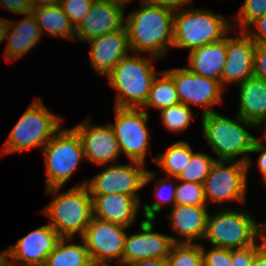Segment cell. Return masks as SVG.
Instances as JSON below:
<instances>
[{"mask_svg": "<svg viewBox=\"0 0 266 266\" xmlns=\"http://www.w3.org/2000/svg\"><path fill=\"white\" fill-rule=\"evenodd\" d=\"M171 9L141 1V8L131 12L124 22L130 51L150 53L156 60L173 47V18Z\"/></svg>", "mask_w": 266, "mask_h": 266, "instance_id": "cell-1", "label": "cell"}, {"mask_svg": "<svg viewBox=\"0 0 266 266\" xmlns=\"http://www.w3.org/2000/svg\"><path fill=\"white\" fill-rule=\"evenodd\" d=\"M202 126L204 137L218 160H236V157L242 154V158L238 160L246 163L249 171L252 161L247 155L251 154L256 137L248 133L244 127H253L254 123L239 115L233 120L210 112L202 114Z\"/></svg>", "mask_w": 266, "mask_h": 266, "instance_id": "cell-2", "label": "cell"}, {"mask_svg": "<svg viewBox=\"0 0 266 266\" xmlns=\"http://www.w3.org/2000/svg\"><path fill=\"white\" fill-rule=\"evenodd\" d=\"M83 181L64 193H59L60 187L46 189L55 196L44 209L50 224L62 238H73L75 234L83 235L93 216L92 197Z\"/></svg>", "mask_w": 266, "mask_h": 266, "instance_id": "cell-3", "label": "cell"}, {"mask_svg": "<svg viewBox=\"0 0 266 266\" xmlns=\"http://www.w3.org/2000/svg\"><path fill=\"white\" fill-rule=\"evenodd\" d=\"M154 68L147 57L125 56L107 75L110 85L118 92L115 107L142 108L157 76Z\"/></svg>", "mask_w": 266, "mask_h": 266, "instance_id": "cell-4", "label": "cell"}, {"mask_svg": "<svg viewBox=\"0 0 266 266\" xmlns=\"http://www.w3.org/2000/svg\"><path fill=\"white\" fill-rule=\"evenodd\" d=\"M226 18L207 9L182 8L174 13L173 47L193 50L205 44L221 41L229 34Z\"/></svg>", "mask_w": 266, "mask_h": 266, "instance_id": "cell-5", "label": "cell"}, {"mask_svg": "<svg viewBox=\"0 0 266 266\" xmlns=\"http://www.w3.org/2000/svg\"><path fill=\"white\" fill-rule=\"evenodd\" d=\"M10 132L3 155L42 148L60 130L61 118L51 113L40 99H34Z\"/></svg>", "mask_w": 266, "mask_h": 266, "instance_id": "cell-6", "label": "cell"}, {"mask_svg": "<svg viewBox=\"0 0 266 266\" xmlns=\"http://www.w3.org/2000/svg\"><path fill=\"white\" fill-rule=\"evenodd\" d=\"M42 151L45 159L46 189L61 188L84 158L82 141L74 128L60 129Z\"/></svg>", "mask_w": 266, "mask_h": 266, "instance_id": "cell-7", "label": "cell"}, {"mask_svg": "<svg viewBox=\"0 0 266 266\" xmlns=\"http://www.w3.org/2000/svg\"><path fill=\"white\" fill-rule=\"evenodd\" d=\"M226 210L211 217L208 214L203 239L214 247L227 249H241L254 245L258 226L254 218L242 210Z\"/></svg>", "mask_w": 266, "mask_h": 266, "instance_id": "cell-8", "label": "cell"}, {"mask_svg": "<svg viewBox=\"0 0 266 266\" xmlns=\"http://www.w3.org/2000/svg\"><path fill=\"white\" fill-rule=\"evenodd\" d=\"M156 175L145 170V164L132 161L128 165H110L96 174L89 181H85L91 196L110 193L138 196L137 191L153 180Z\"/></svg>", "mask_w": 266, "mask_h": 266, "instance_id": "cell-9", "label": "cell"}, {"mask_svg": "<svg viewBox=\"0 0 266 266\" xmlns=\"http://www.w3.org/2000/svg\"><path fill=\"white\" fill-rule=\"evenodd\" d=\"M247 173V164L240 160L216 159L203 182L205 200L245 202Z\"/></svg>", "mask_w": 266, "mask_h": 266, "instance_id": "cell-10", "label": "cell"}, {"mask_svg": "<svg viewBox=\"0 0 266 266\" xmlns=\"http://www.w3.org/2000/svg\"><path fill=\"white\" fill-rule=\"evenodd\" d=\"M148 120V115L142 108L115 107V123L110 124L120 152H124L130 160L144 164L149 149Z\"/></svg>", "mask_w": 266, "mask_h": 266, "instance_id": "cell-11", "label": "cell"}, {"mask_svg": "<svg viewBox=\"0 0 266 266\" xmlns=\"http://www.w3.org/2000/svg\"><path fill=\"white\" fill-rule=\"evenodd\" d=\"M173 80L180 103L200 105L203 114L214 112L212 106L222 103L224 88L220 81L203 77L191 72L187 67L173 68L165 71Z\"/></svg>", "mask_w": 266, "mask_h": 266, "instance_id": "cell-12", "label": "cell"}, {"mask_svg": "<svg viewBox=\"0 0 266 266\" xmlns=\"http://www.w3.org/2000/svg\"><path fill=\"white\" fill-rule=\"evenodd\" d=\"M126 228L92 216L81 236L91 261L109 263L118 258L122 264L123 248L127 235Z\"/></svg>", "mask_w": 266, "mask_h": 266, "instance_id": "cell-13", "label": "cell"}, {"mask_svg": "<svg viewBox=\"0 0 266 266\" xmlns=\"http://www.w3.org/2000/svg\"><path fill=\"white\" fill-rule=\"evenodd\" d=\"M154 220H143L140 223L142 232L126 235L122 266H131L147 258L165 259L169 256L174 243L181 241L173 236H167L153 231Z\"/></svg>", "mask_w": 266, "mask_h": 266, "instance_id": "cell-14", "label": "cell"}, {"mask_svg": "<svg viewBox=\"0 0 266 266\" xmlns=\"http://www.w3.org/2000/svg\"><path fill=\"white\" fill-rule=\"evenodd\" d=\"M62 237L50 225H43L19 239L16 244L4 250V257L10 263L21 266H44L47 256Z\"/></svg>", "mask_w": 266, "mask_h": 266, "instance_id": "cell-15", "label": "cell"}, {"mask_svg": "<svg viewBox=\"0 0 266 266\" xmlns=\"http://www.w3.org/2000/svg\"><path fill=\"white\" fill-rule=\"evenodd\" d=\"M79 134L84 151V159L97 164L113 163L120 157V149L114 130L110 124L90 126L88 119L73 127Z\"/></svg>", "mask_w": 266, "mask_h": 266, "instance_id": "cell-16", "label": "cell"}, {"mask_svg": "<svg viewBox=\"0 0 266 266\" xmlns=\"http://www.w3.org/2000/svg\"><path fill=\"white\" fill-rule=\"evenodd\" d=\"M90 42L91 66L101 76L108 75L130 51L125 25Z\"/></svg>", "mask_w": 266, "mask_h": 266, "instance_id": "cell-17", "label": "cell"}, {"mask_svg": "<svg viewBox=\"0 0 266 266\" xmlns=\"http://www.w3.org/2000/svg\"><path fill=\"white\" fill-rule=\"evenodd\" d=\"M237 37H226V62L221 75V84H241L253 76V55L255 43L244 32Z\"/></svg>", "mask_w": 266, "mask_h": 266, "instance_id": "cell-18", "label": "cell"}, {"mask_svg": "<svg viewBox=\"0 0 266 266\" xmlns=\"http://www.w3.org/2000/svg\"><path fill=\"white\" fill-rule=\"evenodd\" d=\"M124 9L105 0H95L91 10L76 27V39L86 42L124 26Z\"/></svg>", "mask_w": 266, "mask_h": 266, "instance_id": "cell-19", "label": "cell"}, {"mask_svg": "<svg viewBox=\"0 0 266 266\" xmlns=\"http://www.w3.org/2000/svg\"><path fill=\"white\" fill-rule=\"evenodd\" d=\"M15 22V23H13ZM10 30H12L10 32ZM40 27L33 13L26 14L19 23L2 19L0 39L3 42L7 39L5 48V59L9 61L18 60L34 47L41 38Z\"/></svg>", "mask_w": 266, "mask_h": 266, "instance_id": "cell-20", "label": "cell"}, {"mask_svg": "<svg viewBox=\"0 0 266 266\" xmlns=\"http://www.w3.org/2000/svg\"><path fill=\"white\" fill-rule=\"evenodd\" d=\"M91 197L93 217L125 227L135 221L140 206L138 196L110 193Z\"/></svg>", "mask_w": 266, "mask_h": 266, "instance_id": "cell-21", "label": "cell"}, {"mask_svg": "<svg viewBox=\"0 0 266 266\" xmlns=\"http://www.w3.org/2000/svg\"><path fill=\"white\" fill-rule=\"evenodd\" d=\"M168 217L173 231L184 237L181 243H193L192 240L204 238L207 206L175 204Z\"/></svg>", "mask_w": 266, "mask_h": 266, "instance_id": "cell-22", "label": "cell"}, {"mask_svg": "<svg viewBox=\"0 0 266 266\" xmlns=\"http://www.w3.org/2000/svg\"><path fill=\"white\" fill-rule=\"evenodd\" d=\"M188 69L203 77L221 82L226 62V37L189 51Z\"/></svg>", "mask_w": 266, "mask_h": 266, "instance_id": "cell-23", "label": "cell"}, {"mask_svg": "<svg viewBox=\"0 0 266 266\" xmlns=\"http://www.w3.org/2000/svg\"><path fill=\"white\" fill-rule=\"evenodd\" d=\"M239 116L255 125L266 117V82L251 76L239 84Z\"/></svg>", "mask_w": 266, "mask_h": 266, "instance_id": "cell-24", "label": "cell"}, {"mask_svg": "<svg viewBox=\"0 0 266 266\" xmlns=\"http://www.w3.org/2000/svg\"><path fill=\"white\" fill-rule=\"evenodd\" d=\"M32 13L37 20L41 33L45 31V33L54 37L75 39L76 28L59 3L35 7L32 9Z\"/></svg>", "mask_w": 266, "mask_h": 266, "instance_id": "cell-25", "label": "cell"}, {"mask_svg": "<svg viewBox=\"0 0 266 266\" xmlns=\"http://www.w3.org/2000/svg\"><path fill=\"white\" fill-rule=\"evenodd\" d=\"M67 239L61 238L53 251L47 256L44 266H89L92 262L82 240L79 244H68Z\"/></svg>", "mask_w": 266, "mask_h": 266, "instance_id": "cell-26", "label": "cell"}, {"mask_svg": "<svg viewBox=\"0 0 266 266\" xmlns=\"http://www.w3.org/2000/svg\"><path fill=\"white\" fill-rule=\"evenodd\" d=\"M192 151L185 141H178L166 147L165 152L154 159L156 165L166 172L167 176L177 178L189 164Z\"/></svg>", "mask_w": 266, "mask_h": 266, "instance_id": "cell-27", "label": "cell"}, {"mask_svg": "<svg viewBox=\"0 0 266 266\" xmlns=\"http://www.w3.org/2000/svg\"><path fill=\"white\" fill-rule=\"evenodd\" d=\"M161 78L155 77L149 91L144 108L163 109L180 103L178 93L172 78L165 72H160Z\"/></svg>", "mask_w": 266, "mask_h": 266, "instance_id": "cell-28", "label": "cell"}, {"mask_svg": "<svg viewBox=\"0 0 266 266\" xmlns=\"http://www.w3.org/2000/svg\"><path fill=\"white\" fill-rule=\"evenodd\" d=\"M168 266H204L201 245L174 243L166 258Z\"/></svg>", "mask_w": 266, "mask_h": 266, "instance_id": "cell-29", "label": "cell"}, {"mask_svg": "<svg viewBox=\"0 0 266 266\" xmlns=\"http://www.w3.org/2000/svg\"><path fill=\"white\" fill-rule=\"evenodd\" d=\"M216 161L213 157L201 153L194 152L191 155L189 164L184 169V171L175 178L176 180H181L183 182H193L202 183L208 176L213 163Z\"/></svg>", "mask_w": 266, "mask_h": 266, "instance_id": "cell-30", "label": "cell"}, {"mask_svg": "<svg viewBox=\"0 0 266 266\" xmlns=\"http://www.w3.org/2000/svg\"><path fill=\"white\" fill-rule=\"evenodd\" d=\"M160 111L162 123L174 133H180L187 129L193 116L191 108L182 103L163 108Z\"/></svg>", "mask_w": 266, "mask_h": 266, "instance_id": "cell-31", "label": "cell"}, {"mask_svg": "<svg viewBox=\"0 0 266 266\" xmlns=\"http://www.w3.org/2000/svg\"><path fill=\"white\" fill-rule=\"evenodd\" d=\"M172 177L167 176L166 179H162L160 183H158L159 186L156 188V198L158 199V202H154L151 205L146 204L143 206V211L146 220H155L156 219V213L160 212L162 209V205L160 203H173L172 206L175 205V194H176V184L173 181H171ZM172 183H171V182ZM169 182V184H168ZM172 186V188H171ZM169 190V191H168ZM163 191V192H162ZM168 194H167V192ZM160 202V203H159Z\"/></svg>", "mask_w": 266, "mask_h": 266, "instance_id": "cell-32", "label": "cell"}, {"mask_svg": "<svg viewBox=\"0 0 266 266\" xmlns=\"http://www.w3.org/2000/svg\"><path fill=\"white\" fill-rule=\"evenodd\" d=\"M175 204L207 206L203 184L181 181L176 186Z\"/></svg>", "mask_w": 266, "mask_h": 266, "instance_id": "cell-33", "label": "cell"}, {"mask_svg": "<svg viewBox=\"0 0 266 266\" xmlns=\"http://www.w3.org/2000/svg\"><path fill=\"white\" fill-rule=\"evenodd\" d=\"M266 14V0H244V3L236 14L238 29L245 31L257 18Z\"/></svg>", "mask_w": 266, "mask_h": 266, "instance_id": "cell-34", "label": "cell"}, {"mask_svg": "<svg viewBox=\"0 0 266 266\" xmlns=\"http://www.w3.org/2000/svg\"><path fill=\"white\" fill-rule=\"evenodd\" d=\"M95 0H60L64 13L76 28L91 10Z\"/></svg>", "mask_w": 266, "mask_h": 266, "instance_id": "cell-35", "label": "cell"}, {"mask_svg": "<svg viewBox=\"0 0 266 266\" xmlns=\"http://www.w3.org/2000/svg\"><path fill=\"white\" fill-rule=\"evenodd\" d=\"M204 266H233L231 260V249L213 247L206 252L201 245Z\"/></svg>", "mask_w": 266, "mask_h": 266, "instance_id": "cell-36", "label": "cell"}, {"mask_svg": "<svg viewBox=\"0 0 266 266\" xmlns=\"http://www.w3.org/2000/svg\"><path fill=\"white\" fill-rule=\"evenodd\" d=\"M258 251L257 242L245 248L231 249L233 266H252Z\"/></svg>", "mask_w": 266, "mask_h": 266, "instance_id": "cell-37", "label": "cell"}, {"mask_svg": "<svg viewBox=\"0 0 266 266\" xmlns=\"http://www.w3.org/2000/svg\"><path fill=\"white\" fill-rule=\"evenodd\" d=\"M253 76L266 82V45L255 44L253 55Z\"/></svg>", "mask_w": 266, "mask_h": 266, "instance_id": "cell-38", "label": "cell"}, {"mask_svg": "<svg viewBox=\"0 0 266 266\" xmlns=\"http://www.w3.org/2000/svg\"><path fill=\"white\" fill-rule=\"evenodd\" d=\"M251 26L253 28L249 30ZM244 32L255 44L266 45V14L254 20Z\"/></svg>", "mask_w": 266, "mask_h": 266, "instance_id": "cell-39", "label": "cell"}, {"mask_svg": "<svg viewBox=\"0 0 266 266\" xmlns=\"http://www.w3.org/2000/svg\"><path fill=\"white\" fill-rule=\"evenodd\" d=\"M0 5L8 11L22 15L32 13L33 9L28 0H0Z\"/></svg>", "mask_w": 266, "mask_h": 266, "instance_id": "cell-40", "label": "cell"}, {"mask_svg": "<svg viewBox=\"0 0 266 266\" xmlns=\"http://www.w3.org/2000/svg\"><path fill=\"white\" fill-rule=\"evenodd\" d=\"M251 153H260V156L257 160L258 170L262 173L263 179H266V145L260 140V138H256Z\"/></svg>", "mask_w": 266, "mask_h": 266, "instance_id": "cell-41", "label": "cell"}, {"mask_svg": "<svg viewBox=\"0 0 266 266\" xmlns=\"http://www.w3.org/2000/svg\"><path fill=\"white\" fill-rule=\"evenodd\" d=\"M143 2L150 5L165 7L173 11H177L179 10L178 8H180L181 10L182 7L188 4L190 5L192 3V0H143Z\"/></svg>", "mask_w": 266, "mask_h": 266, "instance_id": "cell-42", "label": "cell"}, {"mask_svg": "<svg viewBox=\"0 0 266 266\" xmlns=\"http://www.w3.org/2000/svg\"><path fill=\"white\" fill-rule=\"evenodd\" d=\"M262 240L259 245L257 243V247L259 252H261L262 254L266 255V222H264L263 224H259L257 226V231H256V239Z\"/></svg>", "mask_w": 266, "mask_h": 266, "instance_id": "cell-43", "label": "cell"}, {"mask_svg": "<svg viewBox=\"0 0 266 266\" xmlns=\"http://www.w3.org/2000/svg\"><path fill=\"white\" fill-rule=\"evenodd\" d=\"M131 266H168L167 259L147 258L134 263Z\"/></svg>", "mask_w": 266, "mask_h": 266, "instance_id": "cell-44", "label": "cell"}, {"mask_svg": "<svg viewBox=\"0 0 266 266\" xmlns=\"http://www.w3.org/2000/svg\"><path fill=\"white\" fill-rule=\"evenodd\" d=\"M29 4L32 6V8L41 6V5H52L59 3L60 0H28Z\"/></svg>", "mask_w": 266, "mask_h": 266, "instance_id": "cell-45", "label": "cell"}, {"mask_svg": "<svg viewBox=\"0 0 266 266\" xmlns=\"http://www.w3.org/2000/svg\"><path fill=\"white\" fill-rule=\"evenodd\" d=\"M252 266H266V255L258 251Z\"/></svg>", "mask_w": 266, "mask_h": 266, "instance_id": "cell-46", "label": "cell"}, {"mask_svg": "<svg viewBox=\"0 0 266 266\" xmlns=\"http://www.w3.org/2000/svg\"><path fill=\"white\" fill-rule=\"evenodd\" d=\"M105 1L124 9L123 7L125 6V4L132 1V0H105ZM142 2H143V0H142Z\"/></svg>", "mask_w": 266, "mask_h": 266, "instance_id": "cell-47", "label": "cell"}, {"mask_svg": "<svg viewBox=\"0 0 266 266\" xmlns=\"http://www.w3.org/2000/svg\"><path fill=\"white\" fill-rule=\"evenodd\" d=\"M0 266H19V265L10 263L9 260L4 257L0 262Z\"/></svg>", "mask_w": 266, "mask_h": 266, "instance_id": "cell-48", "label": "cell"}, {"mask_svg": "<svg viewBox=\"0 0 266 266\" xmlns=\"http://www.w3.org/2000/svg\"><path fill=\"white\" fill-rule=\"evenodd\" d=\"M264 121H266V117L265 118H263V119H261L256 125H255V127L256 126H262V124H264ZM265 124H266V122H265ZM266 126V125H265ZM264 134V136H263V138L265 139V143H266V129H265V132L263 133Z\"/></svg>", "mask_w": 266, "mask_h": 266, "instance_id": "cell-49", "label": "cell"}, {"mask_svg": "<svg viewBox=\"0 0 266 266\" xmlns=\"http://www.w3.org/2000/svg\"><path fill=\"white\" fill-rule=\"evenodd\" d=\"M89 266H110L109 263L105 262H91Z\"/></svg>", "mask_w": 266, "mask_h": 266, "instance_id": "cell-50", "label": "cell"}, {"mask_svg": "<svg viewBox=\"0 0 266 266\" xmlns=\"http://www.w3.org/2000/svg\"><path fill=\"white\" fill-rule=\"evenodd\" d=\"M4 258V250L2 252H0V262L1 260Z\"/></svg>", "mask_w": 266, "mask_h": 266, "instance_id": "cell-51", "label": "cell"}, {"mask_svg": "<svg viewBox=\"0 0 266 266\" xmlns=\"http://www.w3.org/2000/svg\"><path fill=\"white\" fill-rule=\"evenodd\" d=\"M263 183H264V185H265V187H266V179H265V180H263Z\"/></svg>", "mask_w": 266, "mask_h": 266, "instance_id": "cell-52", "label": "cell"}]
</instances>
